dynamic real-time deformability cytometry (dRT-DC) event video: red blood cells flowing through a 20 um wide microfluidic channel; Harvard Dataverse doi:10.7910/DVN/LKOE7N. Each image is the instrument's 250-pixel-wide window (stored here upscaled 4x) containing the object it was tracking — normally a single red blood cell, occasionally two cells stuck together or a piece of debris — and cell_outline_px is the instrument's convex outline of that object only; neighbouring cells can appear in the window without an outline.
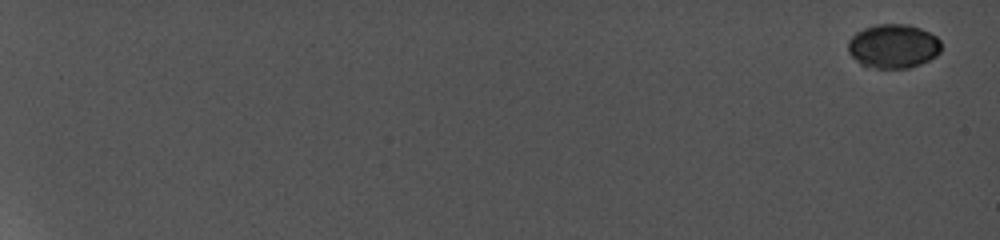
{"species": "common noctule bat (a hibernating species)", "species_latin": "Nyctalus noctula", "temperature_condition": "cold", "stored_images_in_passage": 11, "camera_frame_rate_fps": 5000, "um_per_image_px": 0.085, "animal": {"sex": "female", "body_mass_g": 19.0, "forearm_length_mm": 56.7}, "frame": {"image": 1, "passage_image": 1, "time_ms": 0.0, "image_size_px": [1000, 240], "cell_outline_px": [[940, 52], [936, 56], [920, 64], [908, 68], [876, 68], [860, 64], [848, 52], [848, 40], [856, 32], [864, 28], [876, 24], [908, 24], [920, 28], [936, 36], [940, 40]], "centroid_in_image_um": [75.92, 3.92], "position_along_channel_um": 9.1, "area_um2": 23.93}}
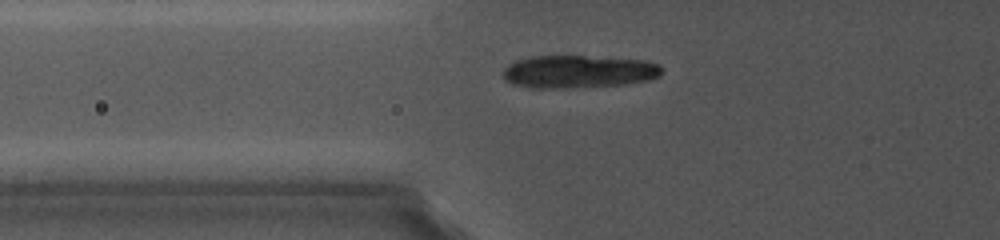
{"frame": {"image": 2, "passage_image": 11, "time_ms": 8.6, "image_size_px": [1000, 240], "cell_outline_px": [[664, 72], [660, 76], [648, 80], [624, 84], [540, 88], [516, 84], [508, 80], [504, 76], [504, 68], [508, 64], [516, 60], [528, 56], [584, 56], [648, 60], [660, 64], [664, 68]], "centroid_in_image_um": [49.26, 6.05], "position_along_channel_um": 76.5, "area_um2": 29.94}}